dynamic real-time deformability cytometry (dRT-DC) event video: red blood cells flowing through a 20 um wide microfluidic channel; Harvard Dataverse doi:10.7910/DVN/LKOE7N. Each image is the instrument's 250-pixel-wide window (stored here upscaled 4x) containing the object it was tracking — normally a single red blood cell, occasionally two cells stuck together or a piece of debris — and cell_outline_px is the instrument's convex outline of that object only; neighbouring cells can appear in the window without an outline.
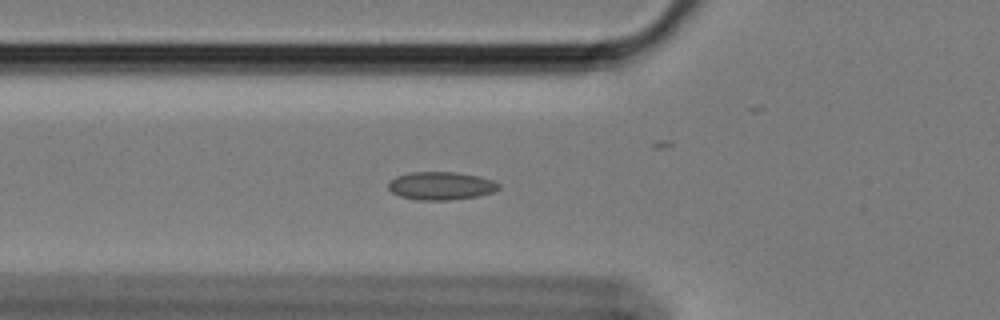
{"species": "Egyptian fruit bat (a non-hibernating species)", "species_latin": "Rousettus aegyptiacus", "temperature_condition": "cold", "stored_images_in_passage": 60, "camera_frame_rate_fps": 3000, "um_per_image_px": 0.085, "animal": {"sex": "female"}, "frame": {"image": 1, "passage_image": 21, "time_ms": 6.667, "image_size_px": [1000, 320], "cell_outline_px": [[500, 188], [492, 192], [476, 196], [452, 200], [416, 200], [400, 196], [392, 192], [388, 188], [388, 184], [396, 176], [408, 172], [456, 172], [476, 176], [492, 180], [500, 184]], "centroid_in_image_um": [37.46, 15.79], "position_along_channel_um": 88.3, "area_um2": 17.98}}
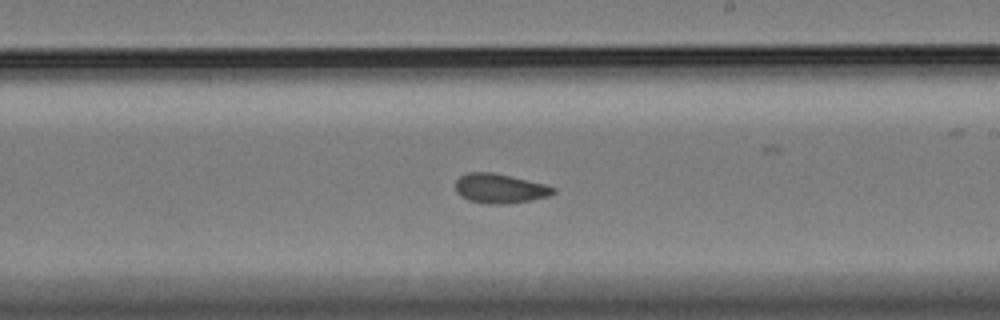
{"frame": {"image": 2, "passage_image": 35, "time_ms": 11.333, "image_size_px": [1000, 320], "cell_outline_px": [[556, 192], [548, 196], [532, 200], [508, 204], [488, 204], [468, 200], [460, 196], [456, 192], [456, 180], [460, 176], [468, 172], [492, 172], [512, 176], [544, 184], [556, 188]], "centroid_in_image_um": [42.48, 16.02], "position_along_channel_um": 246.5, "area_um2": 16.94}}
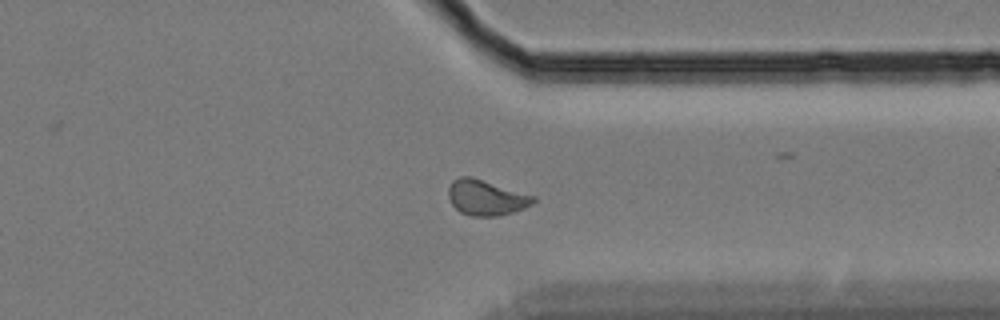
{"frame": {"image": 3, "passage_image": 46, "time_ms": 15.0, "image_size_px": [1000, 320], "cell_outline_px": [[536, 200], [532, 204], [524, 208], [500, 216], [472, 216], [460, 212], [452, 204], [448, 196], [448, 188], [452, 180], [460, 176], [472, 176], [536, 196]], "centroid_in_image_um": [41.32, 16.78], "position_along_channel_um": 370.1, "area_um2": 17.69}}